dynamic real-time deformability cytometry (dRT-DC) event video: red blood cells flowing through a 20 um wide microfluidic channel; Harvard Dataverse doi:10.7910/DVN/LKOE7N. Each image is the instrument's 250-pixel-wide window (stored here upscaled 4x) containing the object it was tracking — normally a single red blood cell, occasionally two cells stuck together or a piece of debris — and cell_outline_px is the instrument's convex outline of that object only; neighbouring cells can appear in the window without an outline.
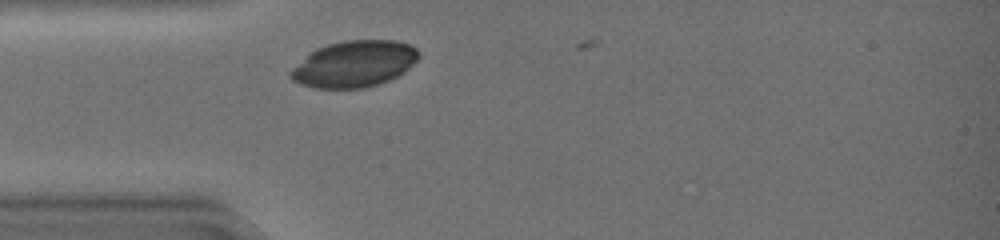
{"species": "common noctule bat (a hibernating species)", "species_latin": "Nyctalus noctula", "temperature_condition": "warm", "stored_images_in_passage": 8, "camera_frame_rate_fps": 3000, "um_per_image_px": 0.085, "animal": {"sex": "female", "body_mass_g": 19.0, "forearm_length_mm": 51.5}, "frame": {"image": 1, "passage_image": 5, "time_ms": 1.333, "image_size_px": [1000, 240], "cell_outline_px": [[420, 56], [404, 72], [388, 80], [364, 88], [312, 88], [300, 84], [292, 80], [288, 76], [288, 72], [292, 68], [316, 48], [328, 44], [344, 40], [396, 40], [408, 44], [416, 48], [420, 52]], "centroid_in_image_um": [30.09, 5.43], "position_along_channel_um": 54.9, "area_um2": 34.56}}